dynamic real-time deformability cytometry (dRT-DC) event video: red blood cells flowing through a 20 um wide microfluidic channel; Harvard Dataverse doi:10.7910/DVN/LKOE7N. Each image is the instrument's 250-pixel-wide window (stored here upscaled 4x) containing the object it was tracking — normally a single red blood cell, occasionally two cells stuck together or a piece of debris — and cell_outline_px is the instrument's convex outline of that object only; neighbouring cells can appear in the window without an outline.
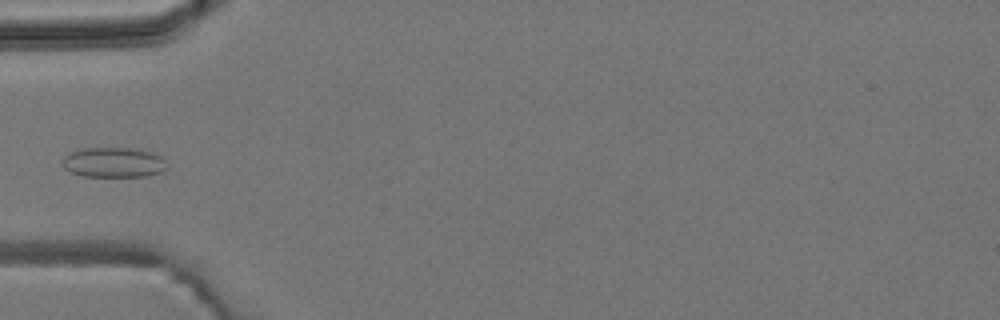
{"species": "common noctule bat (a hibernating species)", "species_latin": "Nyctalus noctula", "temperature_condition": "room temperature", "stored_images_in_passage": 5, "camera_frame_rate_fps": 3000, "um_per_image_px": 0.085, "animal": {"sex": "male", "body_mass_g": 19.2, "forearm_length_mm": 51.8}, "frame": {"image": 1, "passage_image": 4, "time_ms": 4.333, "image_size_px": [1000, 320], "cell_outline_px": [[164, 172], [148, 176], [84, 176], [68, 172], [64, 168], [64, 156], [72, 152], [84, 148], [128, 148], [152, 152], [160, 156], [164, 160]], "centroid_in_image_um": [9.65, 13.81], "position_along_channel_um": 75.4, "area_um2": 18.09}}